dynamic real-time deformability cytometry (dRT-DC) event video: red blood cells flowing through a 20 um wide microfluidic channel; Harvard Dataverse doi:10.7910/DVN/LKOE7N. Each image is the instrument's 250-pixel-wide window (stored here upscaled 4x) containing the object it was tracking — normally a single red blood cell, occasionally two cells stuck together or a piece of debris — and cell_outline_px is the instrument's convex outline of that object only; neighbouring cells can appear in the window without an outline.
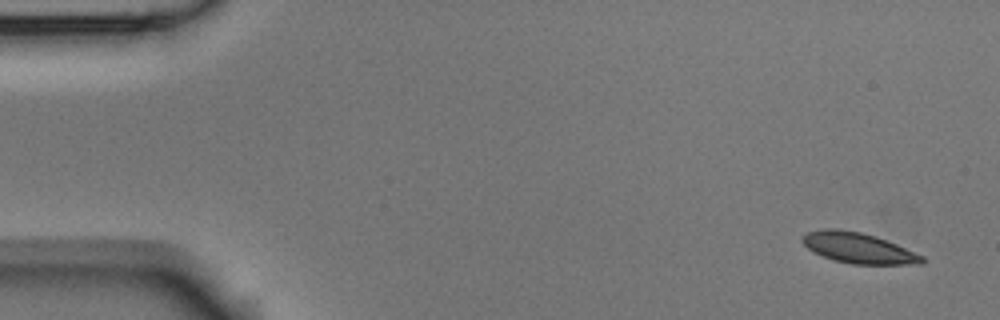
{"species": "Egyptian fruit bat (a non-hibernating species)", "species_latin": "Rousettus aegyptiacus", "temperature_condition": "room temperature", "stored_images_in_passage": 4, "camera_frame_rate_fps": 3000, "um_per_image_px": 0.085, "animal": {"sex": "male"}, "frame": {"image": 1, "passage_image": 1, "time_ms": 0.0, "image_size_px": [1000, 320], "cell_outline_px": [[924, 264], [852, 264], [832, 260], [812, 252], [800, 240], [808, 232], [824, 228], [836, 228], [860, 232], [876, 236], [896, 244], [924, 256]], "centroid_in_image_um": [72.94, 21.08], "position_along_channel_um": 12.1, "area_um2": 21.33}}
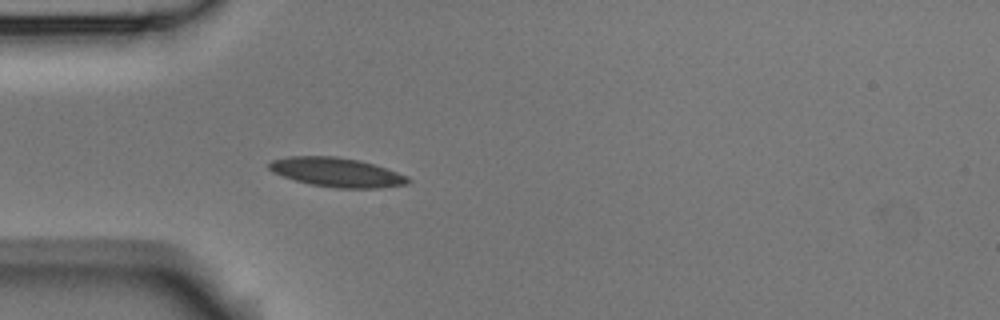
{"frame": {"image": 2, "passage_image": 4, "time_ms": 1.0, "image_size_px": [1000, 320], "cell_outline_px": [[412, 180], [408, 184], [380, 188], [336, 188], [308, 184], [272, 172], [268, 168], [268, 164], [272, 160], [288, 156], [336, 156], [360, 160], [408, 176]], "centroid_in_image_um": [28.62, 14.65], "position_along_channel_um": 56.4, "area_um2": 23.64}}